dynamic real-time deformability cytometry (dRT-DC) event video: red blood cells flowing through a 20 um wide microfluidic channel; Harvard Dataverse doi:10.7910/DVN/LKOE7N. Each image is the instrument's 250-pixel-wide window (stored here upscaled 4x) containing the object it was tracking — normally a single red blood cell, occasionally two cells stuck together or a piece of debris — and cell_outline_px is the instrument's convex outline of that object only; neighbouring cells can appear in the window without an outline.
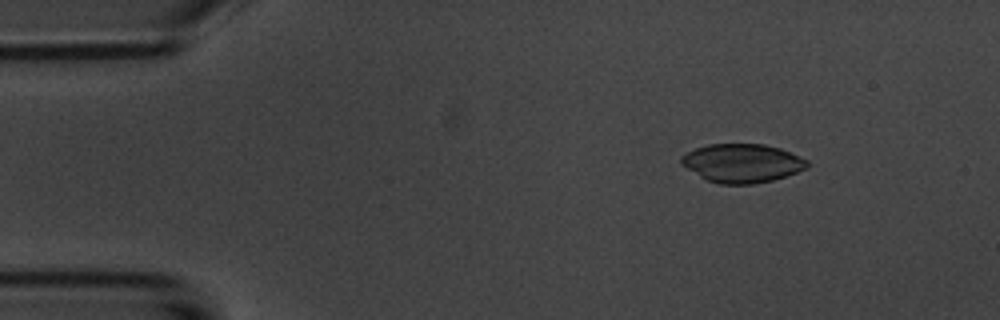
{"species": "common noctule bat (a hibernating species)", "species_latin": "Nyctalus noctula", "temperature_condition": "room temperature", "stored_images_in_passage": 50, "camera_frame_rate_fps": 3000, "um_per_image_px": 0.085, "animal": {"sex": "male", "body_mass_g": 20.1, "forearm_length_mm": 53.5}, "frame": {"image": 1, "passage_image": 3, "time_ms": 0.667, "image_size_px": [1000, 320], "cell_outline_px": [[808, 168], [772, 180], [752, 184], [720, 184], [708, 180], [700, 176], [680, 164], [680, 156], [696, 148], [708, 144], [764, 144], [780, 148], [808, 160]], "centroid_in_image_um": [63.07, 13.86], "position_along_channel_um": 21.9, "area_um2": 28.21}}
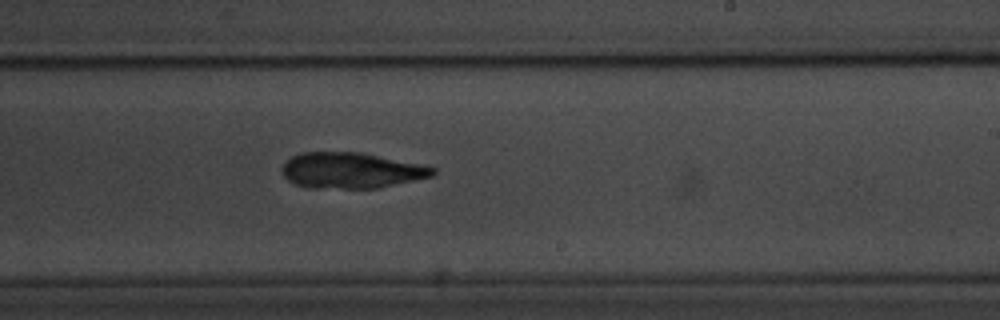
{"frame": {"image": 2, "passage_image": 28, "time_ms": 9.0, "image_size_px": [1000, 320], "cell_outline_px": [[436, 172], [432, 176], [380, 188], [308, 188], [296, 184], [288, 180], [284, 176], [280, 168], [284, 160], [300, 152], [360, 152], [436, 168]], "centroid_in_image_um": [29.77, 14.49], "position_along_channel_um": 259.2, "area_um2": 31.44}}
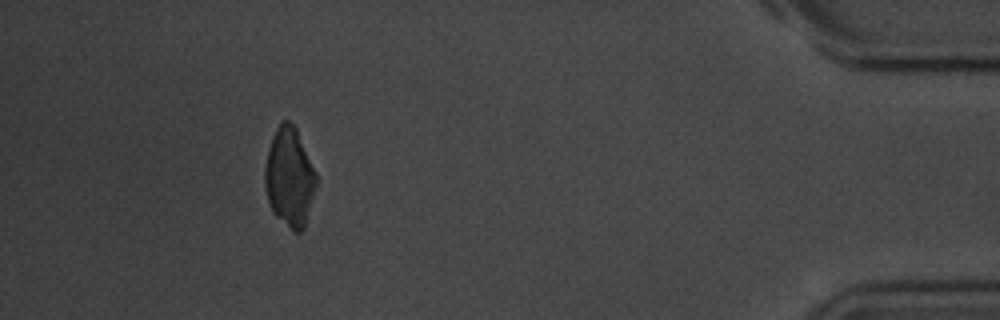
{"frame": {"image": 3, "passage_image": 45, "time_ms": 14.667, "image_size_px": [1000, 320], "cell_outline_px": [[316, 184], [304, 228], [300, 232], [292, 232], [272, 212], [268, 200], [264, 184], [264, 168], [268, 148], [272, 136], [280, 120], [288, 120], [296, 128], [316, 172]], "centroid_in_image_um": [24.58, 15.05], "position_along_channel_um": 410.6, "area_um2": 29.65}}